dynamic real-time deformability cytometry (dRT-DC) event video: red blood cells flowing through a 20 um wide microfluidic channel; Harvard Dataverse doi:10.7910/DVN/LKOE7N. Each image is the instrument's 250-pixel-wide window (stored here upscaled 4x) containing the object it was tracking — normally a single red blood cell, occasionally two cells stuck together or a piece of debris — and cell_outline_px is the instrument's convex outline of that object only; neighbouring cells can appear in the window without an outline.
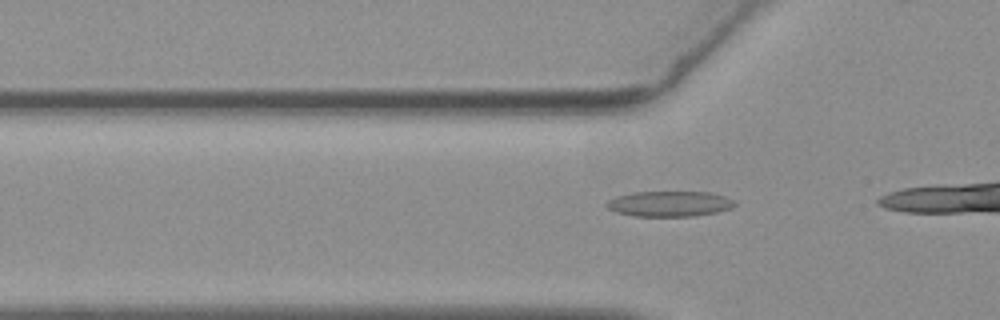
{"species": "common noctule bat (a hibernating species)", "species_latin": "Nyctalus noctula", "temperature_condition": "warm", "stored_images_in_passage": 15, "camera_frame_rate_fps": 3000, "um_per_image_px": 0.085, "animal": {"sex": "female", "body_mass_g": 19.3, "forearm_length_mm": 54.1}, "frame": {"image": 1, "passage_image": 9, "time_ms": 2.667, "image_size_px": [1000, 320], "cell_outline_px": [[736, 204], [728, 208], [716, 212], [692, 216], [632, 216], [616, 212], [608, 208], [604, 204], [608, 200], [616, 196], [632, 192], [708, 192], [724, 196], [736, 200]], "centroid_in_image_um": [56.86, 17.32], "position_along_channel_um": 68.9, "area_um2": 18.96}}
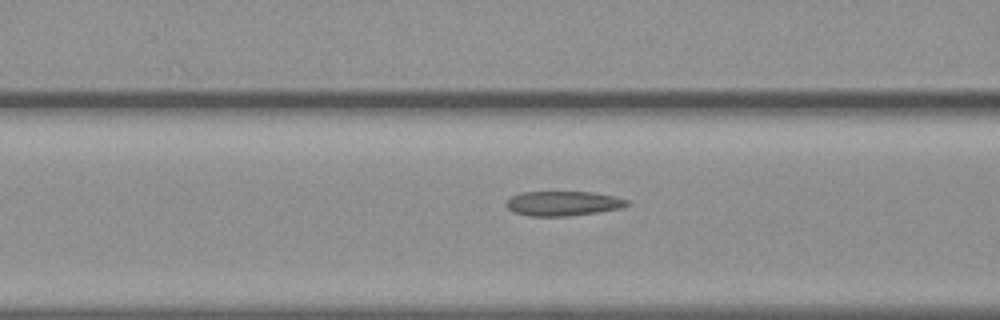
{"frame": {"image": 2, "passage_image": 13, "time_ms": 4.0, "image_size_px": [1000, 320], "cell_outline_px": [[628, 204], [620, 208], [596, 212], [568, 216], [528, 216], [512, 212], [504, 204], [512, 196], [520, 192], [592, 192], [616, 196], [628, 200]], "centroid_in_image_um": [47.82, 17.29], "position_along_channel_um": 118.8, "area_um2": 17.34}}